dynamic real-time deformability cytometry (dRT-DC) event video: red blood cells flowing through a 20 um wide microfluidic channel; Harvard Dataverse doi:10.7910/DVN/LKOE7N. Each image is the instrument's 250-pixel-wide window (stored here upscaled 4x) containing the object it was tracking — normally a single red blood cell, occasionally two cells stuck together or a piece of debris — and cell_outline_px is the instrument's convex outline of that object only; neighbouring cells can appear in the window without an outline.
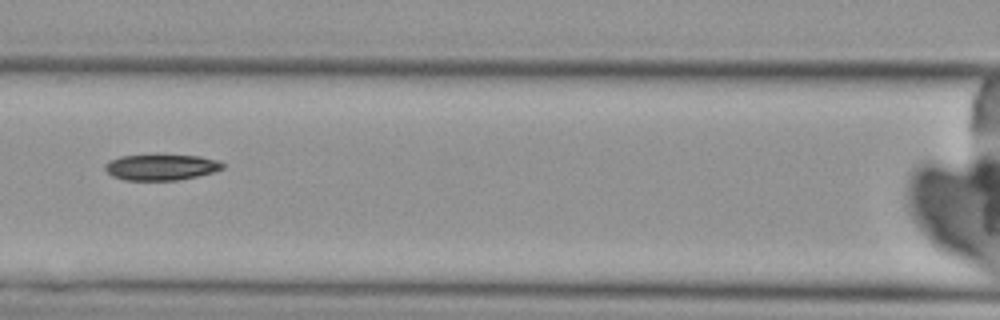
{"species": "Egyptian fruit bat (a non-hibernating species)", "species_latin": "Rousettus aegyptiacus", "temperature_condition": "cold", "stored_images_in_passage": 7, "camera_frame_rate_fps": 3000, "um_per_image_px": 0.085, "animal": {"sex": "female"}, "frame": {"image": 1, "passage_image": 7, "time_ms": 7.0, "image_size_px": [1000, 320], "cell_outline_px": [[224, 168], [212, 172], [180, 180], [124, 180], [112, 176], [104, 168], [104, 164], [108, 160], [120, 156], [200, 156], [220, 160], [224, 164]], "centroid_in_image_um": [13.69, 14.22], "position_along_channel_um": 152.9, "area_um2": 17.57}}